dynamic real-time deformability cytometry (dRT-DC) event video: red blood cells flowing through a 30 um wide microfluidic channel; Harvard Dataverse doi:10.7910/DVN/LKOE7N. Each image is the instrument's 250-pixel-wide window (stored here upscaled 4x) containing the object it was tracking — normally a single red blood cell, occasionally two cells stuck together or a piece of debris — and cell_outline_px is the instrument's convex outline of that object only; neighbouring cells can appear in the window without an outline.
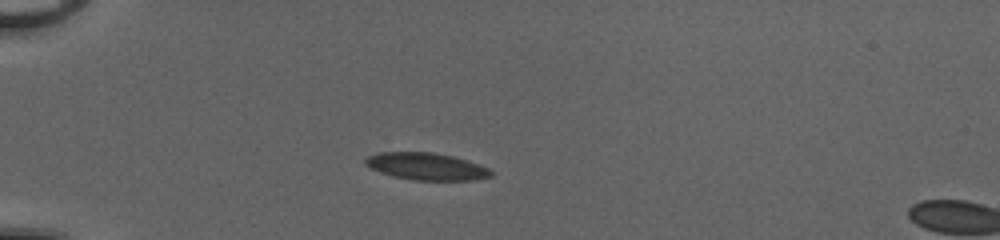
{"species": "common noctule bat (a hibernating species)", "species_latin": "Nyctalus noctula", "temperature_condition": "cold", "stored_images_in_passage": 47, "camera_frame_rate_fps": 3000, "um_per_image_px": 0.085, "animal": {"sex": "female", "body_mass_g": 20.0, "forearm_length_mm": 54.0}, "frame": {"image": 1, "passage_image": 15, "time_ms": 4.667, "image_size_px": [1000, 240], "cell_outline_px": [[492, 176], [472, 180], [416, 180], [396, 176], [380, 172], [364, 164], [364, 160], [368, 156], [380, 152], [432, 152], [452, 156], [488, 168], [492, 172]], "centroid_in_image_um": [36.22, 14.14], "position_along_channel_um": 48.8, "area_um2": 19.48}}
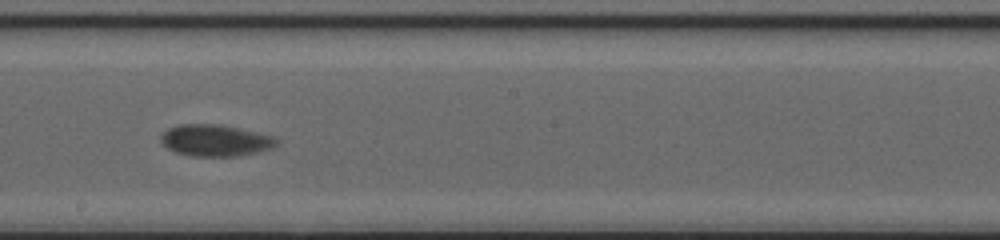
{"frame": {"image": 2, "passage_image": 31, "time_ms": 10.0, "image_size_px": [1000, 240], "cell_outline_px": [[280, 140], [276, 144], [268, 148], [256, 152], [240, 156], [192, 156], [176, 152], [168, 148], [160, 140], [160, 136], [168, 128], [180, 124], [220, 124], [256, 132], [272, 136]], "centroid_in_image_um": [18.27, 11.93], "position_along_channel_um": 229.9, "area_um2": 21.1}}
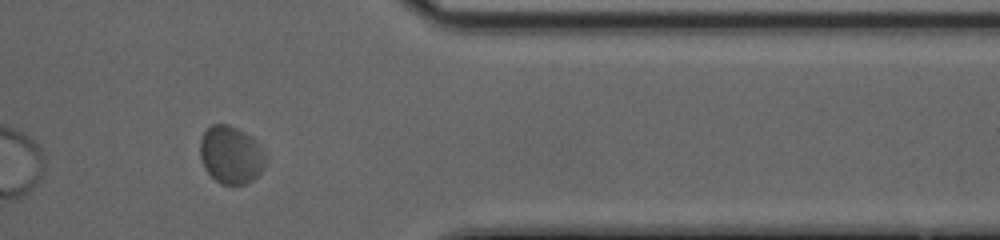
{"frame": {"image": 3, "passage_image": 44, "time_ms": 14.333, "image_size_px": [1000, 240], "cell_outline_px": [[264, 164], [260, 172], [252, 180], [244, 184], [220, 184], [204, 168], [200, 156], [200, 140], [204, 132], [212, 124], [228, 124], [244, 132], [256, 140], [264, 156]], "centroid_in_image_um": [19.59, 13.15], "position_along_channel_um": 391.8, "area_um2": 21.68}, "authors_computed_cell_mechanics": {"area_um2": 20.6924, "velocity_mm_per_s": 3.9885, "shape_relaxation_time_tau1_ms": 3.4023, "shape_relaxation_time_tau2_ms": null, "deformation_change_tau1": 0.0844, "deformation_change_tau2": null}}